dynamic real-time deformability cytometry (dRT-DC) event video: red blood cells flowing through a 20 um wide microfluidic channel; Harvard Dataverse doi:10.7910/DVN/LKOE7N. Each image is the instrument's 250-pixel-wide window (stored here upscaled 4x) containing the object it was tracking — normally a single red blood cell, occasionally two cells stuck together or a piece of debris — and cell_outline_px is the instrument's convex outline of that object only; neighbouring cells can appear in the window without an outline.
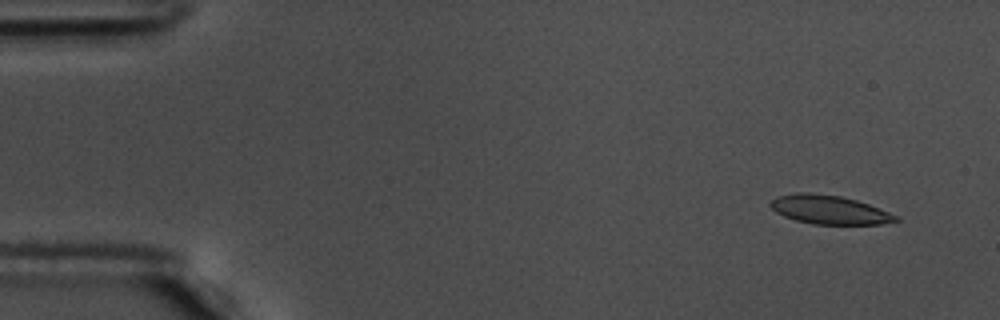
{"species": "common noctule bat (a hibernating species)", "species_latin": "Nyctalus noctula", "temperature_condition": "warm", "stored_images_in_passage": 56, "camera_frame_rate_fps": 3000, "um_per_image_px": 0.085, "animal": {"sex": "male", "body_mass_g": 17.5, "forearm_length_mm": 52.3}, "frame": {"image": 1, "passage_image": 4, "time_ms": 1.0, "image_size_px": [1000, 320], "cell_outline_px": [[900, 220], [880, 224], [812, 224], [796, 220], [784, 216], [776, 212], [768, 204], [776, 196], [796, 192], [808, 192], [840, 196], [856, 200], [868, 204], [900, 216]], "centroid_in_image_um": [70.48, 17.82], "position_along_channel_um": 14.5, "area_um2": 21.04}}
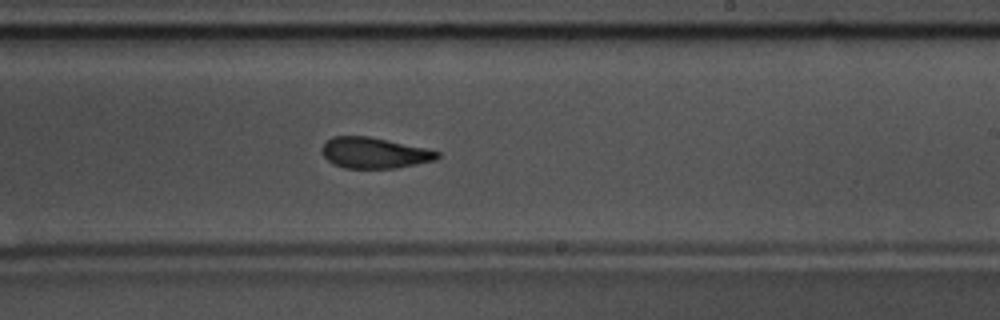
{"frame": {"image": 2, "passage_image": 34, "time_ms": 11.0, "image_size_px": [1000, 320], "cell_outline_px": [[440, 156], [436, 160], [396, 168], [344, 168], [332, 164], [320, 152], [320, 148], [332, 136], [368, 136], [424, 148], [440, 152]], "centroid_in_image_um": [31.78, 13.0], "position_along_channel_um": 257.2, "area_um2": 20.69}}
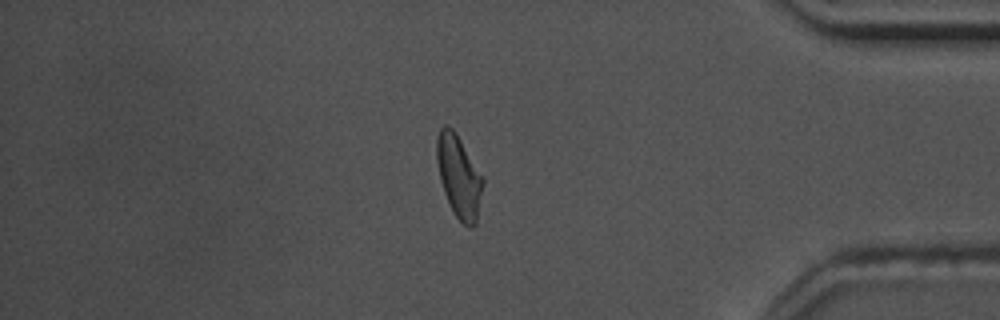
{"frame": {"image": 3, "passage_image": 48, "time_ms": 15.667, "image_size_px": [1000, 320], "cell_outline_px": [[484, 184], [476, 224], [472, 228], [468, 228], [456, 216], [444, 192], [440, 180], [436, 160], [436, 140], [440, 128], [444, 124], [452, 128], [456, 132], [484, 176]], "centroid_in_image_um": [39.02, 14.97], "position_along_channel_um": 396.2, "area_um2": 22.43}, "authors_computed_cell_mechanics": {"area_um2": 21.6461, "velocity_mm_per_s": 3.6283, "shape_relaxation_time_tau1_ms": 3.7776, "shape_relaxation_time_tau2_ms": 1.989, "deformation_change_tau1": 0.1465, "deformation_change_tau2": 0.1024}}